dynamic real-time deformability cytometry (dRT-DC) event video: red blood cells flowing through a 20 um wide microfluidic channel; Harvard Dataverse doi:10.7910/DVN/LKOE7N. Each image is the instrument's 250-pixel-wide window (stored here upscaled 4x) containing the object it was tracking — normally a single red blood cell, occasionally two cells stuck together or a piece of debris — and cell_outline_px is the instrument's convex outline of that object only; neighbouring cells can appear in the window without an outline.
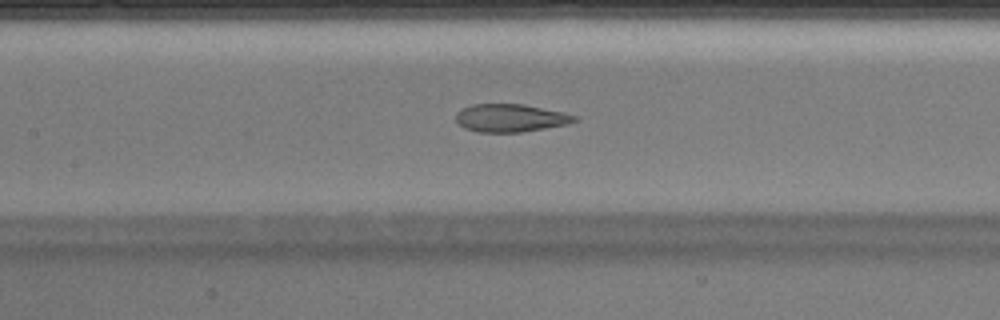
{"species": "Egyptian fruit bat (a non-hibernating species)", "species_latin": "Rousettus aegyptiacus", "temperature_condition": "warm", "stored_images_in_passage": 43, "segment_of_instrument_passage": [1, 2], "camera_frame_rate_fps": 3000, "um_per_image_px": 0.085, "animal": {"sex": "male"}, "frame": {"image": 1, "passage_image": 19, "time_ms": 6.0, "image_size_px": [1000, 320], "cell_outline_px": [[580, 120], [564, 124], [544, 128], [520, 132], [480, 132], [464, 128], [456, 120], [456, 112], [472, 104], [524, 104], [564, 112], [576, 116]], "centroid_in_image_um": [43.39, 10.02], "position_along_channel_um": 164.0, "area_um2": 19.13}}